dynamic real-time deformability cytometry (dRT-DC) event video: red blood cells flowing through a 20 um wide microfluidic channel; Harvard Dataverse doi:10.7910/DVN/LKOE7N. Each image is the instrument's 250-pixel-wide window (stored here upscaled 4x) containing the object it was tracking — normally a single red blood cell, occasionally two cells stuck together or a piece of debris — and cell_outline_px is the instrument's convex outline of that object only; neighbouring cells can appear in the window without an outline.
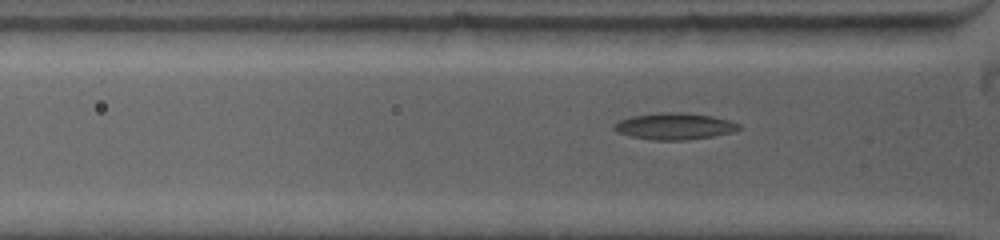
{"species": "common noctule bat (a hibernating species)", "species_latin": "Nyctalus noctula", "temperature_condition": "warm", "stored_images_in_passage": 22, "segment_of_instrument_passage": [2, 2], "camera_frame_rate_fps": 5000, "um_per_image_px": 0.085, "animal": {"sex": "female", "body_mass_g": 19.0, "forearm_length_mm": 53.3}, "frame": {"image": 1, "passage_image": 22, "time_ms": 3.4, "image_size_px": [1000, 240], "cell_outline_px": [[740, 128], [732, 132], [712, 136], [688, 140], [652, 140], [632, 136], [616, 132], [612, 128], [612, 124], [620, 120], [632, 116], [660, 112], [684, 112], [712, 116], [728, 120], [740, 124]], "centroid_in_image_um": [57.3, 10.73], "position_along_channel_um": 68.5, "area_um2": 19.36}}